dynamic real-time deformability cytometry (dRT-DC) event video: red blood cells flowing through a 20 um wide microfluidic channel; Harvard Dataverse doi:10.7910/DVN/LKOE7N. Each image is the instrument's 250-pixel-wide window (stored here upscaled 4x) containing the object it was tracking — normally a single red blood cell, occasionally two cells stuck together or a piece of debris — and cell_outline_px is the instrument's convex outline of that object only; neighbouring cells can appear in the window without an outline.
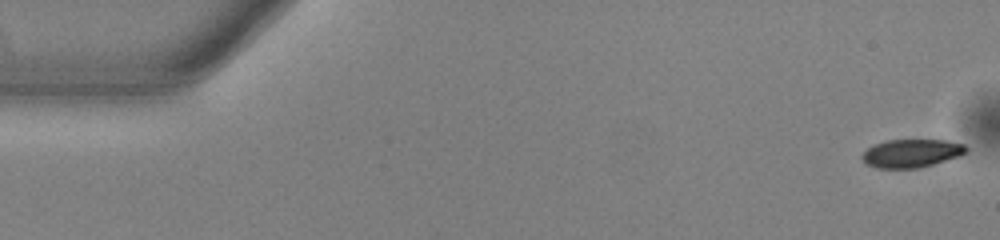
{"species": "common noctule bat (a hibernating species)", "species_latin": "Nyctalus noctula", "temperature_condition": "warm", "stored_images_in_passage": 53, "camera_frame_rate_fps": 3000, "um_per_image_px": 0.085, "animal": {"sex": "male", "body_mass_g": 13.0, "forearm_length_mm": 53.1}, "frame": {"image": 1, "passage_image": 1, "time_ms": 0.0, "image_size_px": [1000, 240], "cell_outline_px": [[968, 148], [964, 152], [956, 156], [932, 164], [916, 168], [876, 168], [864, 164], [860, 156], [872, 144], [888, 140], [944, 140], [964, 144]], "centroid_in_image_um": [77.38, 13.02], "position_along_channel_um": 7.6, "area_um2": 16.94}}
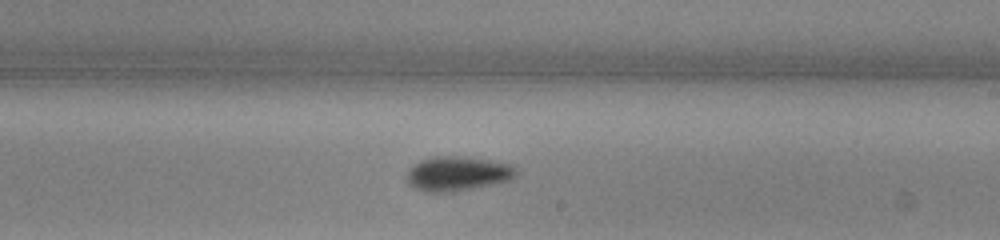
{"frame": {"image": 2, "passage_image": 31, "time_ms": 10.0, "image_size_px": [1000, 240], "cell_outline_px": [[516, 176], [508, 180], [492, 184], [456, 192], [424, 192], [408, 184], [408, 168], [412, 164], [420, 160], [436, 156], [460, 156], [492, 160], [508, 164], [516, 168]], "centroid_in_image_um": [38.86, 14.76], "position_along_channel_um": 250.1, "area_um2": 22.02}}
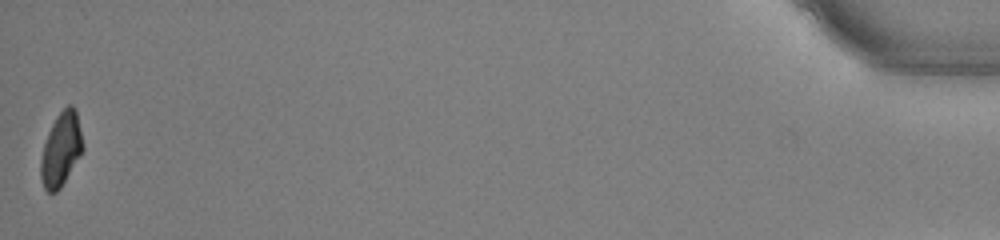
{"frame": {"image": 3, "passage_image": 53, "time_ms": 17.333, "image_size_px": [1000, 240], "cell_outline_px": [[84, 148], [80, 156], [60, 188], [56, 192], [48, 192], [44, 188], [40, 176], [40, 160], [44, 144], [48, 132], [56, 116], [68, 104], [72, 104], [76, 108], [84, 144]], "centroid_in_image_um": [5.2, 12.67], "position_along_channel_um": 430.0, "area_um2": 18.15}, "authors_computed_cell_mechanics": {"area_um2": 19.3052, "velocity_mm_per_s": 3.8525, "shape_relaxation_time_tau1_ms": 2.9506, "shape_relaxation_time_tau2_ms": null, "deformation_change_tau1": 0.1137, "deformation_change_tau2": null}}